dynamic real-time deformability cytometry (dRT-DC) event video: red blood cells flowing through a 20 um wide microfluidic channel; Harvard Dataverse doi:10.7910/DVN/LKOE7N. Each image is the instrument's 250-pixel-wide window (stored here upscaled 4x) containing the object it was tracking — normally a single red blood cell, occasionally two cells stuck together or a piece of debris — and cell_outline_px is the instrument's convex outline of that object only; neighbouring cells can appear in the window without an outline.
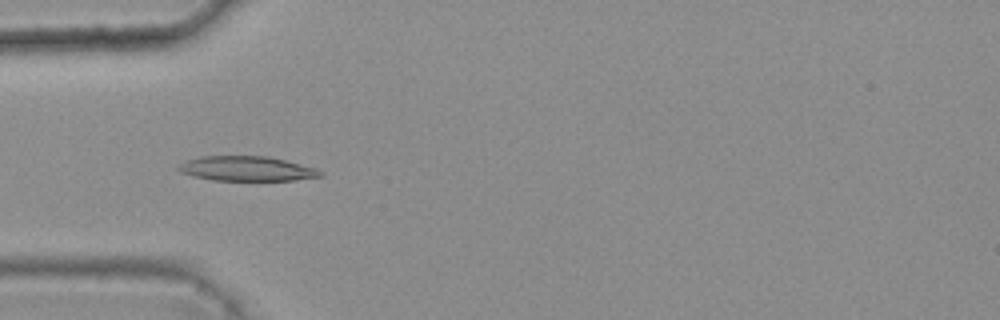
{"species": "common noctule bat (a hibernating species)", "species_latin": "Nyctalus noctula", "temperature_condition": "warm", "stored_images_in_passage": 7, "camera_frame_rate_fps": 3000, "um_per_image_px": 0.085, "animal": {"sex": "female", "body_mass_g": 25.1}, "frame": {"image": 1, "passage_image": 5, "time_ms": 1.333, "image_size_px": [1000, 320], "cell_outline_px": [[324, 176], [292, 180], [212, 180], [192, 176], [180, 172], [176, 168], [184, 160], [200, 156], [268, 156], [316, 168], [324, 172]], "centroid_in_image_um": [20.94, 14.33], "position_along_channel_um": 64.1, "area_um2": 20.52}}
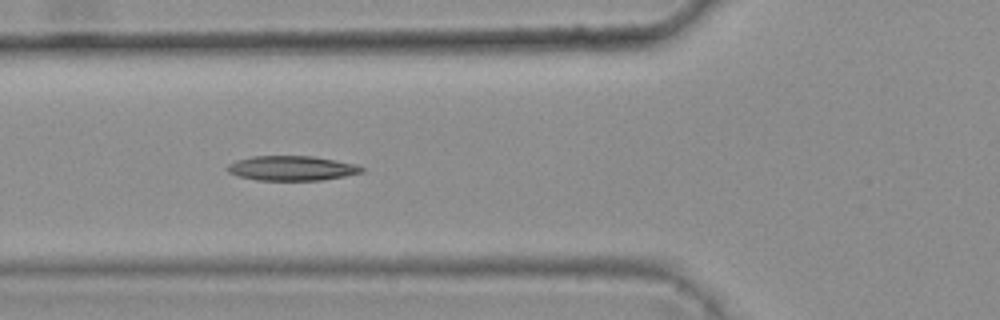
{"frame": {"image": 2, "passage_image": 6, "time_ms": 1.667, "image_size_px": [1000, 320], "cell_outline_px": [[364, 172], [344, 176], [320, 180], [256, 180], [236, 176], [228, 172], [224, 168], [228, 164], [236, 160], [252, 156], [312, 156], [336, 160], [356, 164], [364, 168]], "centroid_in_image_um": [24.75, 14.29], "position_along_channel_um": 101.0, "area_um2": 19.48}}
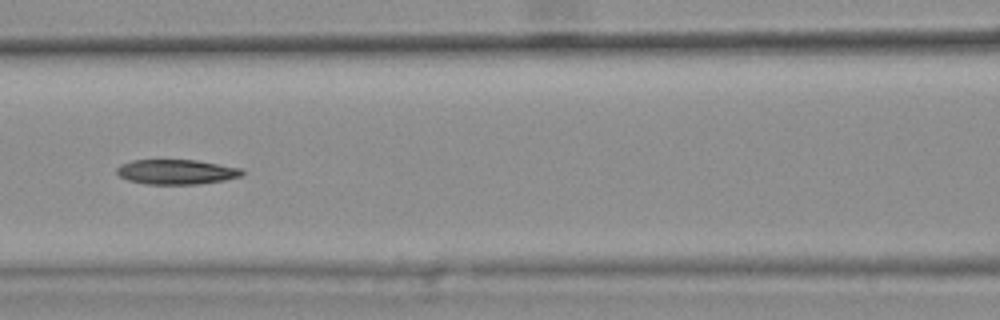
{"frame": {"image": 3, "passage_image": 7, "time_ms": 2.0, "image_size_px": [1000, 320], "cell_outline_px": [[244, 172], [240, 176], [224, 180], [196, 184], [148, 184], [128, 180], [120, 176], [116, 172], [116, 168], [120, 164], [132, 160], [196, 160], [240, 168]], "centroid_in_image_um": [14.95, 14.6], "position_along_channel_um": 151.6, "area_um2": 17.98}}